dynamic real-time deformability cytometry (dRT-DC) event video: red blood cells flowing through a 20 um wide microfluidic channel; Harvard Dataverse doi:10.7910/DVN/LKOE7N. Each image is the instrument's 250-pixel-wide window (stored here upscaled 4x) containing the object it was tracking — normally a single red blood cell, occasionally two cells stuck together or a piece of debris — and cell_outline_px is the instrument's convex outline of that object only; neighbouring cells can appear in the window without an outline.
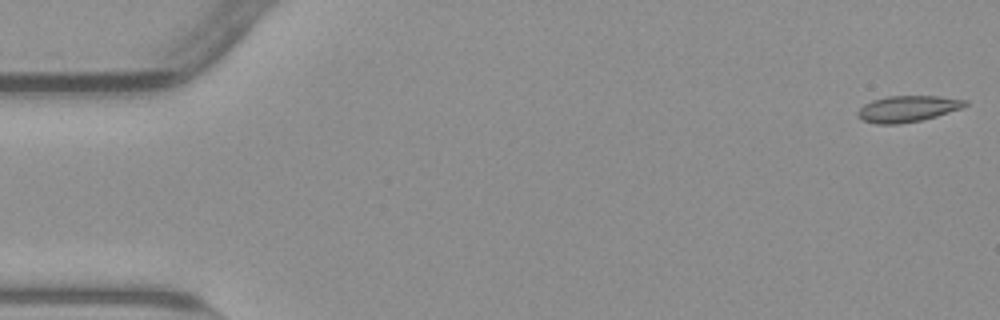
{"species": "common noctule bat (a hibernating species)", "species_latin": "Nyctalus noctula", "temperature_condition": "warm", "stored_images_in_passage": 54, "camera_frame_rate_fps": 3000, "um_per_image_px": 0.085, "animal": {"sex": "male", "body_mass_g": 23.1, "forearm_length_mm": 52.7}, "frame": {"image": 1, "passage_image": 1, "time_ms": 0.0, "image_size_px": [1000, 320], "cell_outline_px": [[968, 104], [960, 108], [936, 116], [920, 120], [900, 124], [876, 124], [864, 120], [856, 116], [856, 112], [864, 104], [872, 100], [888, 96], [940, 96], [968, 100]], "centroid_in_image_um": [77.12, 9.24], "position_along_channel_um": 7.9, "area_um2": 16.36}}
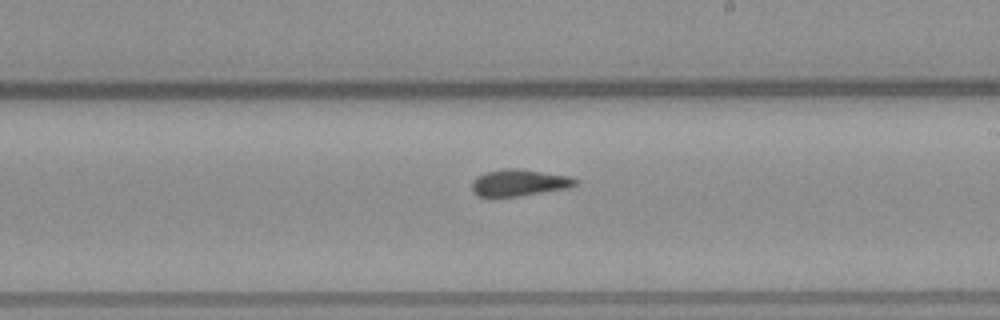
{"frame": {"image": 2, "passage_image": 31, "time_ms": 10.0, "image_size_px": [1000, 320], "cell_outline_px": [[580, 180], [576, 184], [568, 188], [516, 196], [476, 196], [472, 192], [472, 180], [476, 176], [484, 172], [504, 168], [516, 168], [568, 176]], "centroid_in_image_um": [44.08, 15.52], "position_along_channel_um": 244.9, "area_um2": 16.01}}
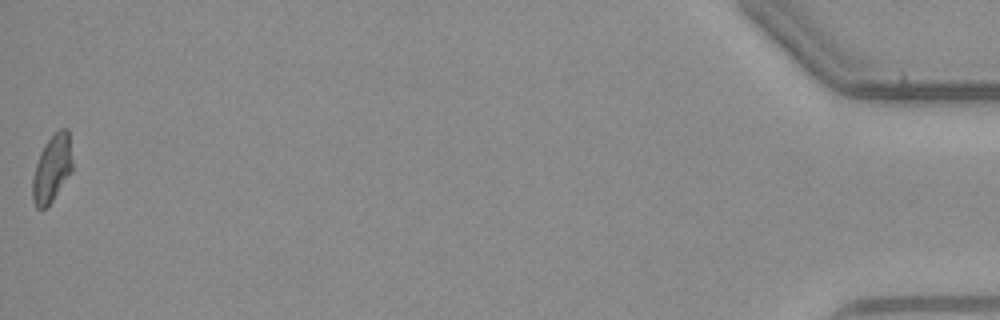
{"frame": {"image": 3, "passage_image": 54, "time_ms": 17.667, "image_size_px": [1000, 320], "cell_outline_px": [[72, 172], [52, 200], [44, 208], [36, 208], [32, 200], [32, 176], [40, 152], [44, 144], [60, 128], [68, 128], [72, 160]], "centroid_in_image_um": [4.41, 14.32], "position_along_channel_um": 430.8, "area_um2": 15.55}, "authors_computed_cell_mechanics": {"area_um2": 16.1551, "velocity_mm_per_s": 3.8193, "shape_relaxation_time_tau1_ms": null, "shape_relaxation_time_tau2_ms": 2.412, "deformation_change_tau1": null, "deformation_change_tau2": 0.0617}}